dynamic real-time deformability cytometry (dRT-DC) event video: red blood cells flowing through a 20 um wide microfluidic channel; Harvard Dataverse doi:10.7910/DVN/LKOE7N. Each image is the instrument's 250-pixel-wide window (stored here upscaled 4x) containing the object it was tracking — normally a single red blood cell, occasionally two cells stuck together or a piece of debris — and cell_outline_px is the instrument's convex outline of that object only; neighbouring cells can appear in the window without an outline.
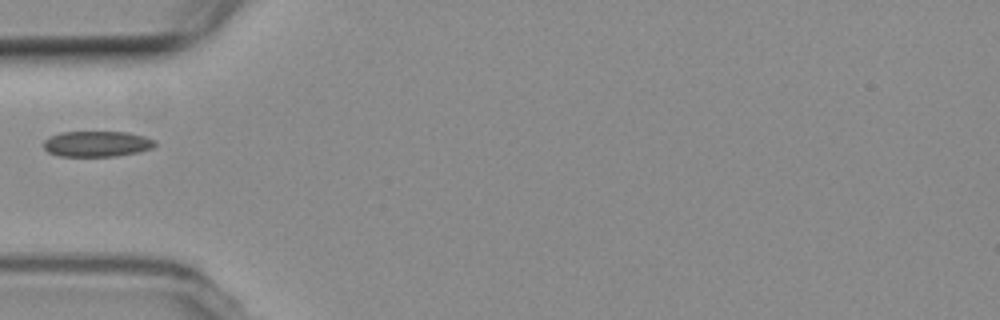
{"species": "common noctule bat (a hibernating species)", "species_latin": "Nyctalus noctula", "temperature_condition": "room temperature", "stored_images_in_passage": 2, "camera_frame_rate_fps": 3000, "um_per_image_px": 0.085, "animal": {"sex": "female", "body_mass_g": 19.3, "forearm_length_mm": 54.1}, "frame": {"image": 1, "passage_image": 1, "time_ms": 0.0, "image_size_px": [1000, 320], "cell_outline_px": [[156, 144], [152, 148], [136, 152], [116, 156], [60, 156], [48, 152], [44, 148], [44, 140], [48, 136], [60, 132], [128, 132], [144, 136], [156, 140]], "centroid_in_image_um": [8.22, 12.22], "position_along_channel_um": 76.8, "area_um2": 16.7}}